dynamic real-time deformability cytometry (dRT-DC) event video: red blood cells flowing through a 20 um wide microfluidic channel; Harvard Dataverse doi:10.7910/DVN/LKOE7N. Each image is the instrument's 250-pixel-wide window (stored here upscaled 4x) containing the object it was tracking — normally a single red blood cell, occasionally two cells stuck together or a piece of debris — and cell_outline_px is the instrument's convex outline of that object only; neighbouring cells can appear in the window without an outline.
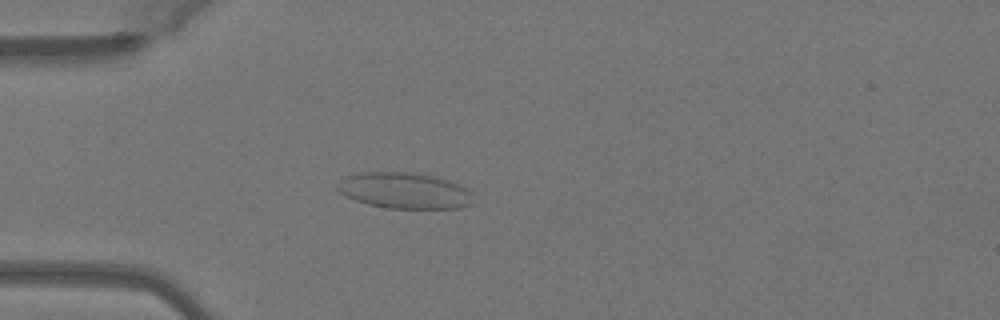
{"species": "Egyptian fruit bat (a non-hibernating species)", "species_latin": "Rousettus aegyptiacus", "temperature_condition": "warm", "stored_images_in_passage": 49, "camera_frame_rate_fps": 3000, "um_per_image_px": 0.085, "animal": {"sex": "female"}, "frame": {"image": 1, "passage_image": 13, "time_ms": 4.0, "image_size_px": [1000, 320], "cell_outline_px": [[472, 204], [460, 208], [388, 208], [368, 204], [356, 200], [340, 192], [336, 188], [340, 180], [348, 176], [364, 172], [404, 172], [432, 176], [456, 184], [472, 192]], "centroid_in_image_um": [34.37, 16.21], "position_along_channel_um": 50.6, "area_um2": 27.92}}
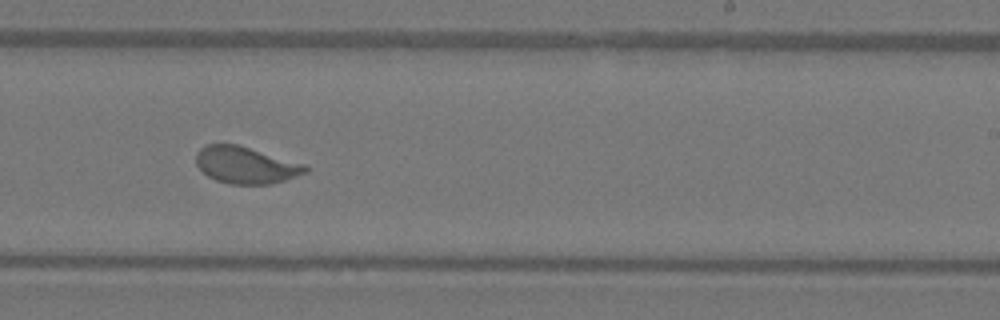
{"frame": {"image": 2, "passage_image": 30, "time_ms": 9.667, "image_size_px": [1000, 320], "cell_outline_px": [[308, 172], [272, 184], [228, 184], [216, 180], [208, 176], [196, 164], [196, 152], [204, 144], [236, 144], [304, 164], [308, 168]], "centroid_in_image_um": [20.86, 14.03], "position_along_channel_um": 268.1, "area_um2": 23.29}}
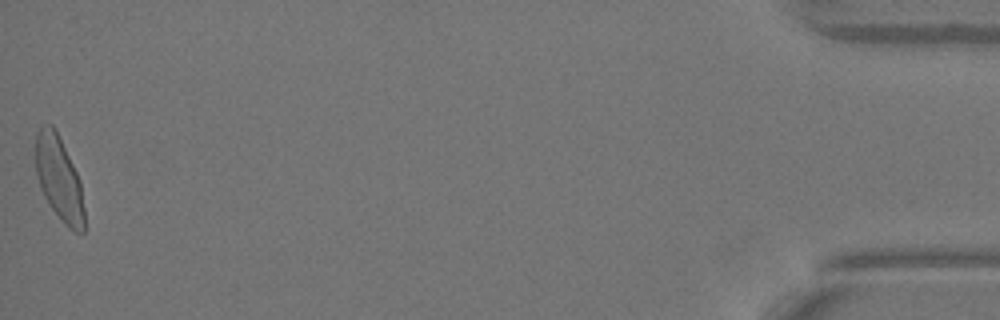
{"frame": {"image": 3, "passage_image": 49, "time_ms": 16.0, "image_size_px": [1000, 320], "cell_outline_px": [[84, 232], [76, 232], [68, 228], [64, 224], [52, 208], [44, 196], [40, 188], [36, 176], [36, 132], [40, 128], [48, 124], [52, 124], [80, 180], [84, 208]], "centroid_in_image_um": [5.02, 15.23], "position_along_channel_um": 430.2, "area_um2": 23.47}, "authors_computed_cell_mechanics": {"area_um2": 23.8714, "velocity_mm_per_s": 4.0441, "shape_relaxation_time_tau1_ms": 5.4291, "shape_relaxation_time_tau2_ms": null, "deformation_change_tau1": 0.1509, "deformation_change_tau2": null}}